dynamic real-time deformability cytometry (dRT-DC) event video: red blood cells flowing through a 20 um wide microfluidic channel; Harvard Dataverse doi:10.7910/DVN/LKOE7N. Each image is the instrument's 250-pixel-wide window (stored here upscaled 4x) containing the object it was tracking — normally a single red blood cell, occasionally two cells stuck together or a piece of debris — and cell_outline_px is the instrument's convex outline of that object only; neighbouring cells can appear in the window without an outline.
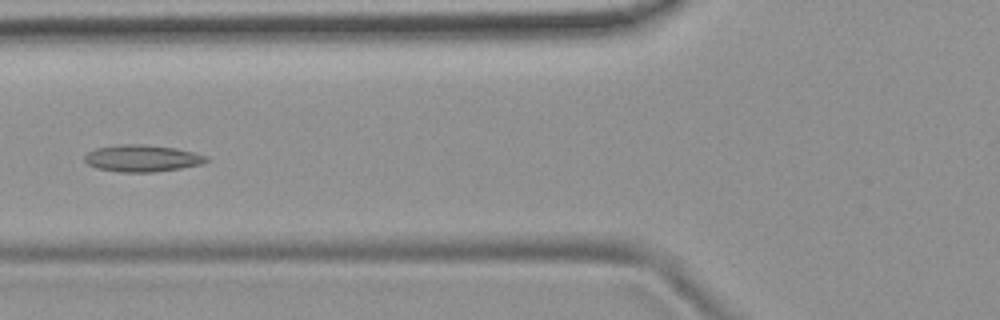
{"species": "common noctule bat (a hibernating species)", "species_latin": "Nyctalus noctula", "temperature_condition": "room temperature", "stored_images_in_passage": 7, "camera_frame_rate_fps": 3000, "um_per_image_px": 0.085, "animal": {"sex": "female", "body_mass_g": 19.9}, "frame": {"image": 1, "passage_image": 6, "time_ms": 6.667, "image_size_px": [1000, 320], "cell_outline_px": [[208, 160], [204, 164], [180, 168], [152, 172], [120, 172], [96, 168], [88, 164], [84, 160], [84, 156], [88, 152], [96, 148], [116, 144], [144, 144], [176, 148], [208, 156]], "centroid_in_image_um": [12.07, 13.45], "position_along_channel_um": 113.7, "area_um2": 19.13}}
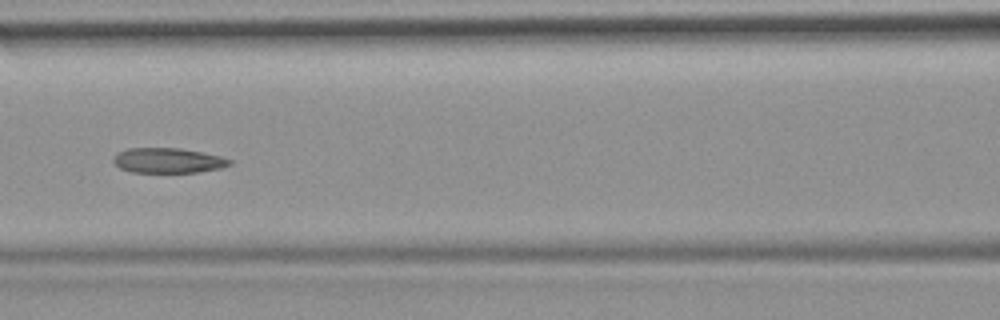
{"frame": {"image": 2, "passage_image": 7, "time_ms": 7.667, "image_size_px": [1000, 320], "cell_outline_px": [[232, 164], [220, 168], [200, 172], [132, 172], [120, 168], [112, 160], [112, 156], [116, 152], [128, 148], [180, 148], [220, 156], [232, 160]], "centroid_in_image_um": [14.25, 13.64], "position_along_channel_um": 152.4, "area_um2": 16.99}}